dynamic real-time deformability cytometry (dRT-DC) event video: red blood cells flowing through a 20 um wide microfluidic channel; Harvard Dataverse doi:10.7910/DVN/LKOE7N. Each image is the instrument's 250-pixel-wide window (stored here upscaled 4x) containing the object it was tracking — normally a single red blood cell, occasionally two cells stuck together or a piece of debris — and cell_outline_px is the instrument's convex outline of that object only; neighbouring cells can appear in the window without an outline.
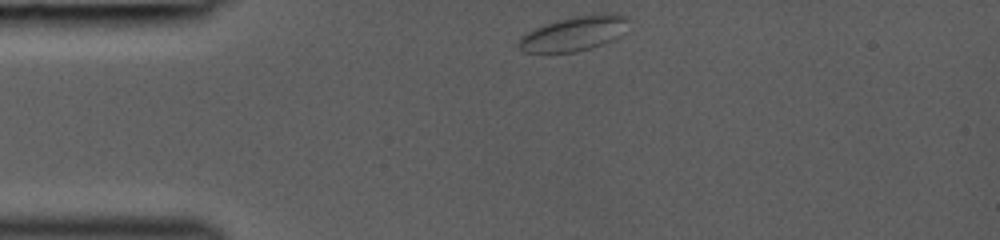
{"species": "common noctule bat (a hibernating species)", "species_latin": "Nyctalus noctula", "temperature_condition": "room temperature", "stored_images_in_passage": 33, "camera_frame_rate_fps": 3000, "um_per_image_px": 0.085, "animal": {"sex": "female", "body_mass_g": 19.0, "forearm_length_mm": 53.3}, "frame": {"image": 1, "passage_image": 1, "time_ms": 0.0, "image_size_px": [1000, 240], "cell_outline_px": [[628, 20], [620, 36], [612, 40], [592, 48], [576, 52], [524, 52], [516, 44], [520, 36], [524, 32], [544, 24], [556, 20], [572, 16], [612, 12], [616, 12], [628, 16]], "centroid_in_image_um": [48.76, 2.83], "position_along_channel_um": 36.2, "area_um2": 22.48}}
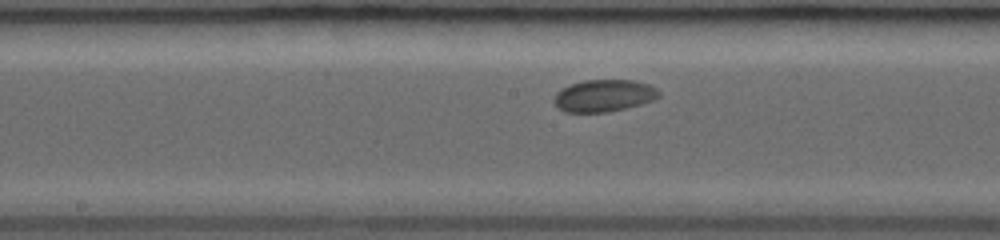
{"frame": {"image": 2, "passage_image": 15, "time_ms": 4.667, "image_size_px": [1000, 240], "cell_outline_px": [[660, 96], [652, 100], [640, 104], [608, 112], [564, 112], [552, 100], [556, 92], [572, 84], [584, 80], [632, 80], [648, 84], [656, 88], [660, 92]], "centroid_in_image_um": [51.33, 8.13], "position_along_channel_um": 196.9, "area_um2": 19.42}}
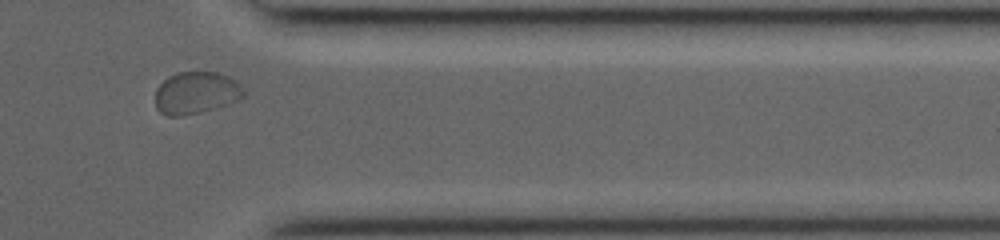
{"frame": {"image": 3, "passage_image": 29, "time_ms": 9.333, "image_size_px": [1000, 240], "cell_outline_px": [[244, 96], [236, 100], [200, 112], [180, 116], [168, 116], [160, 112], [156, 108], [156, 88], [168, 76], [176, 72], [216, 72], [228, 76], [236, 80], [244, 88]], "centroid_in_image_um": [16.64, 7.87], "position_along_channel_um": 394.8, "area_um2": 21.56}}